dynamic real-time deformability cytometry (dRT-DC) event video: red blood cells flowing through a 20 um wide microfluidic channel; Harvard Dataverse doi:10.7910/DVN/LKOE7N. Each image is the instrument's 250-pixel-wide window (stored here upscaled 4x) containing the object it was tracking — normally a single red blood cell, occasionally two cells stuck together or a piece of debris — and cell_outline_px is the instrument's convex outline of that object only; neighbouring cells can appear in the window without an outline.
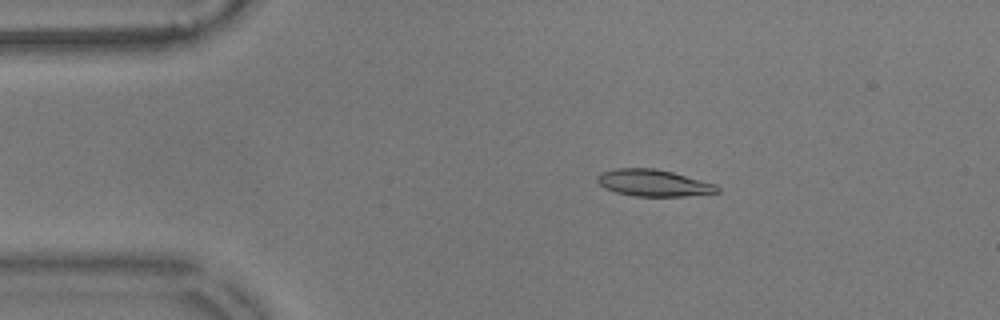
{"species": "common noctule bat (a hibernating species)", "species_latin": "Nyctalus noctula", "temperature_condition": "warm", "stored_images_in_passage": 55, "camera_frame_rate_fps": 3000, "um_per_image_px": 0.085, "animal": {"sex": "male", "body_mass_g": 17.9}, "frame": {"image": 1, "passage_image": 9, "time_ms": 2.667, "image_size_px": [1000, 320], "cell_outline_px": [[720, 192], [684, 196], [632, 196], [616, 192], [604, 188], [596, 180], [596, 176], [600, 172], [616, 168], [656, 168], [672, 172], [716, 184], [720, 188]], "centroid_in_image_um": [55.52, 15.54], "position_along_channel_um": 29.5, "area_um2": 18.79}}
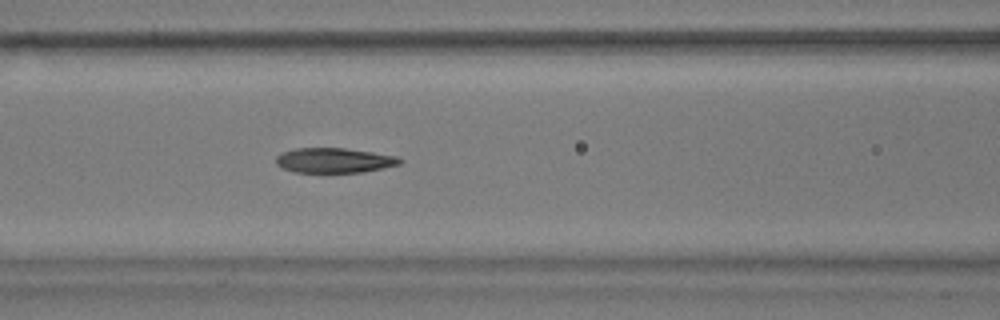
{"frame": {"image": 2, "passage_image": 22, "time_ms": 7.0, "image_size_px": [1000, 320], "cell_outline_px": [[404, 160], [400, 164], [384, 168], [364, 172], [296, 172], [280, 168], [276, 164], [276, 156], [280, 152], [296, 148], [344, 148], [372, 152], [396, 156]], "centroid_in_image_um": [28.38, 13.63], "position_along_channel_um": 138.2, "area_um2": 18.09}}
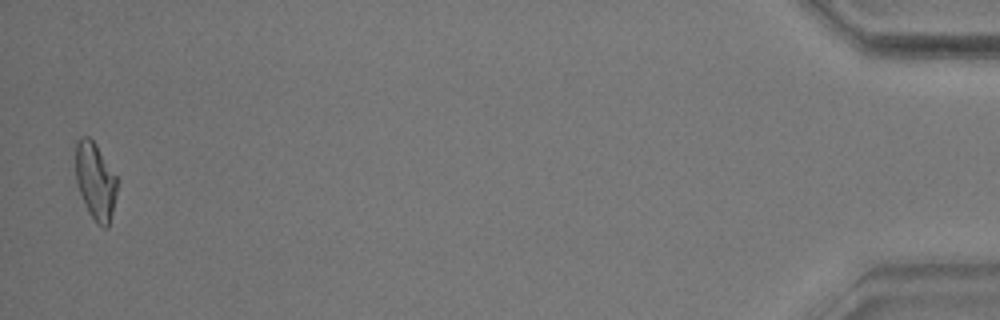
{"frame": {"image": 3, "passage_image": 54, "time_ms": 17.667, "image_size_px": [1000, 320], "cell_outline_px": [[116, 192], [112, 212], [108, 228], [104, 228], [96, 224], [88, 212], [84, 204], [76, 180], [76, 140], [80, 136], [88, 136], [96, 144], [116, 176]], "centroid_in_image_um": [8.09, 15.4], "position_along_channel_um": 427.1, "area_um2": 18.5}, "authors_computed_cell_mechanics": {"area_um2": 18.6694, "velocity_mm_per_s": 3.5924, "shape_relaxation_time_tau1_ms": 6.6713, "shape_relaxation_time_tau2_ms": 3.7558, "deformation_change_tau1": 0.2011, "deformation_change_tau2": 0.1192}}